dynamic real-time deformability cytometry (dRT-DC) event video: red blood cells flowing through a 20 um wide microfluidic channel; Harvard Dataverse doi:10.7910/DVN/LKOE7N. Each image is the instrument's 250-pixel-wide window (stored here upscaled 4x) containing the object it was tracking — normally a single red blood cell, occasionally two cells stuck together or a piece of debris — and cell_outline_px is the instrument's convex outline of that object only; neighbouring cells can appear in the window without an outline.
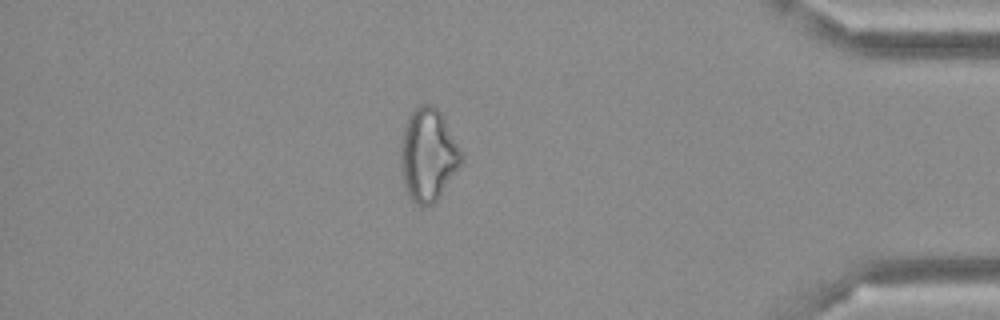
{"species": "Egyptian fruit bat (a non-hibernating species)", "species_latin": "Rousettus aegyptiacus", "temperature_condition": "cold", "stored_images_in_passage": 49, "camera_frame_rate_fps": 3000, "um_per_image_px": 0.085, "frame": {"image": 1, "passage_image": 42, "time_ms": 13.667, "image_size_px": [1000, 320], "cell_outline_px": [[464, 160], [436, 200], [432, 204], [416, 204], [408, 196], [404, 184], [400, 168], [400, 140], [404, 124], [408, 116], [420, 104], [432, 104], [440, 112], [460, 148]], "centroid_in_image_um": [36.35, 13.14], "position_along_channel_um": 398.8, "area_um2": 32.66}}